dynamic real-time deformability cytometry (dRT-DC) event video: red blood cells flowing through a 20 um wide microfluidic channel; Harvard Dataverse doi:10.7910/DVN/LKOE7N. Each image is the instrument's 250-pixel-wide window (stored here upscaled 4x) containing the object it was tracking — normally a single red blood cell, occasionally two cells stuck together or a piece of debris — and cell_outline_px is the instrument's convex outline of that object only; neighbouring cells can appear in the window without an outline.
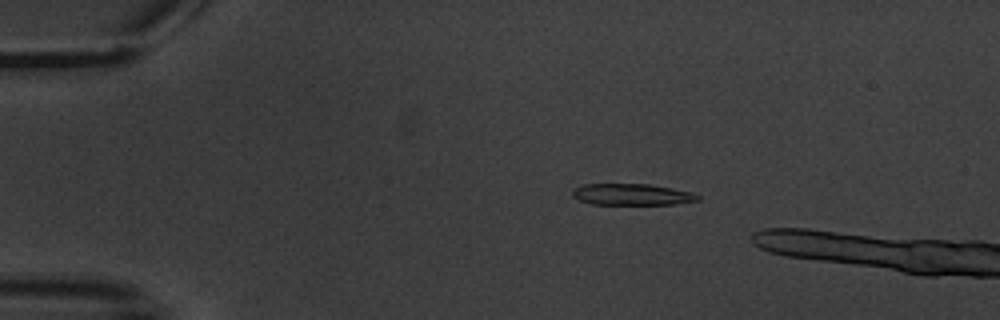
{"species": "common noctule bat (a hibernating species)", "species_latin": "Nyctalus noctula", "temperature_condition": "warm", "stored_images_in_passage": 6, "camera_frame_rate_fps": 3000, "um_per_image_px": 0.085, "animal": {"sex": "male", "body_mass_g": 20.1, "forearm_length_mm": 53.5}, "frame": {"image": 1, "passage_image": 4, "time_ms": 3.667, "image_size_px": [1000, 320], "cell_outline_px": [[700, 200], [676, 204], [592, 204], [580, 200], [572, 196], [572, 192], [576, 188], [584, 184], [648, 184], [692, 192], [700, 196]], "centroid_in_image_um": [53.73, 16.53], "position_along_channel_um": 31.3, "area_um2": 15.49}}